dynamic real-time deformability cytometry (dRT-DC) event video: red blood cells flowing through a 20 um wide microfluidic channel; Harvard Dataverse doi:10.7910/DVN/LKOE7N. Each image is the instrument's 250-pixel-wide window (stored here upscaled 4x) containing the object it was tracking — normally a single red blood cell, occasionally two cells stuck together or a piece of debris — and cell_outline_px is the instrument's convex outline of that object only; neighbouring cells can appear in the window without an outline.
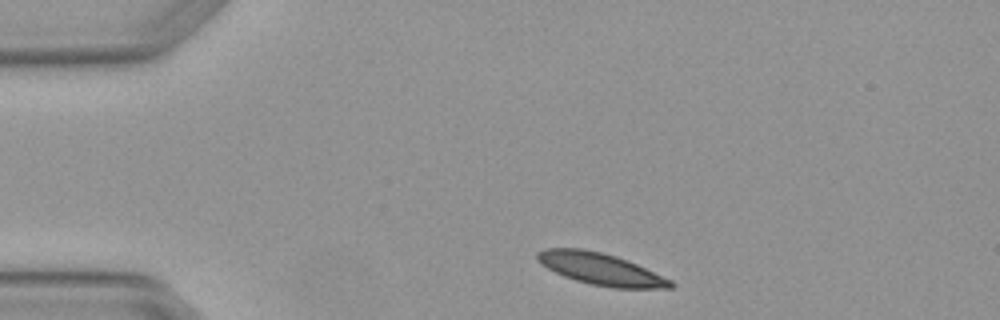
{"species": "Egyptian fruit bat (a non-hibernating species)", "species_latin": "Rousettus aegyptiacus", "temperature_condition": "warm", "stored_images_in_passage": 2, "camera_frame_rate_fps": 3000, "um_per_image_px": 0.085, "animal": {"sex": "female"}, "frame": {"image": 1, "passage_image": 1, "time_ms": 0.0, "image_size_px": [1000, 320], "cell_outline_px": [[676, 284], [672, 288], [612, 288], [592, 284], [576, 280], [564, 276], [540, 264], [536, 260], [536, 252], [544, 248], [580, 248], [600, 252], [616, 256], [628, 260], [672, 280]], "centroid_in_image_um": [51.05, 22.86], "position_along_channel_um": 33.9, "area_um2": 24.74}}